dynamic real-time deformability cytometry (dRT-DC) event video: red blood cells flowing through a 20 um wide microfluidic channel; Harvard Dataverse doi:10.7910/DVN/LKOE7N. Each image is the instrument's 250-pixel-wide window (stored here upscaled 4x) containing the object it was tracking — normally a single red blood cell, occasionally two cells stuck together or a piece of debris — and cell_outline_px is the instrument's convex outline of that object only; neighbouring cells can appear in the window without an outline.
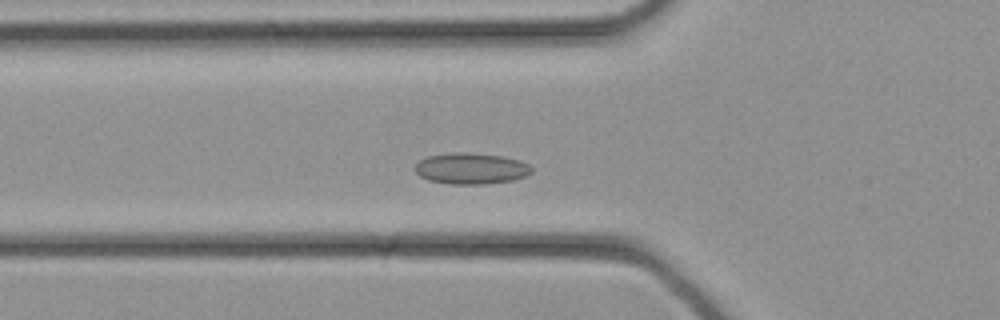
{"species": "common noctule bat (a hibernating species)", "species_latin": "Nyctalus noctula", "temperature_condition": "cold", "stored_images_in_passage": 26, "camera_frame_rate_fps": 3000, "um_per_image_px": 0.085, "animal": {"sex": "female", "body_mass_g": 21.9}, "frame": {"image": 1, "passage_image": 4, "time_ms": 1.0, "image_size_px": [1000, 320], "cell_outline_px": [[532, 172], [524, 176], [512, 180], [484, 184], [452, 184], [428, 180], [420, 176], [416, 172], [416, 164], [420, 160], [428, 156], [456, 152], [464, 152], [504, 156], [520, 160], [528, 164], [532, 168]], "centroid_in_image_um": [40.05, 14.32], "position_along_channel_um": 85.7, "area_um2": 21.04}}
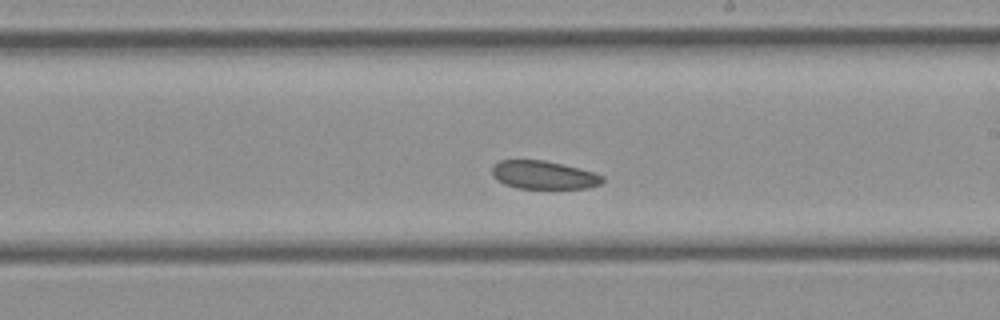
{"frame": {"image": 2, "passage_image": 12, "time_ms": 3.667, "image_size_px": [1000, 320], "cell_outline_px": [[604, 180], [600, 184], [588, 188], [516, 188], [504, 184], [492, 176], [492, 164], [500, 160], [544, 160], [592, 172], [604, 176]], "centroid_in_image_um": [46.16, 14.87], "position_along_channel_um": 242.8, "area_um2": 18.03}}
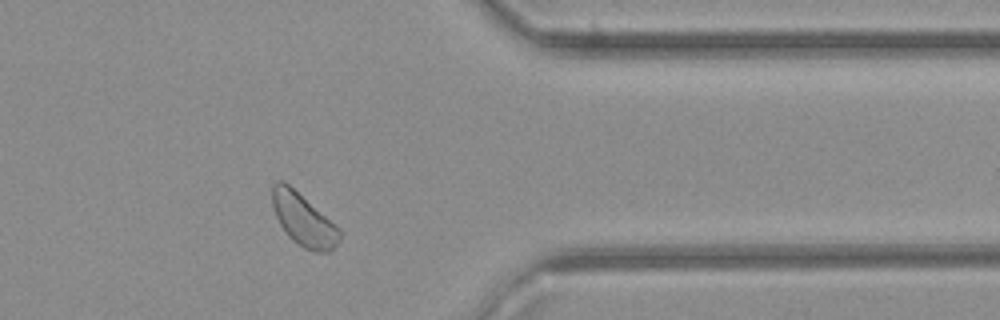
{"frame": {"image": 3, "passage_image": 20, "time_ms": 6.333, "image_size_px": [1000, 320], "cell_outline_px": [[340, 240], [332, 252], [316, 252], [304, 248], [292, 240], [288, 236], [280, 224], [272, 208], [272, 184], [276, 180], [284, 180], [340, 228]], "centroid_in_image_um": [25.79, 18.68], "position_along_channel_um": 385.6, "area_um2": 20.63}}